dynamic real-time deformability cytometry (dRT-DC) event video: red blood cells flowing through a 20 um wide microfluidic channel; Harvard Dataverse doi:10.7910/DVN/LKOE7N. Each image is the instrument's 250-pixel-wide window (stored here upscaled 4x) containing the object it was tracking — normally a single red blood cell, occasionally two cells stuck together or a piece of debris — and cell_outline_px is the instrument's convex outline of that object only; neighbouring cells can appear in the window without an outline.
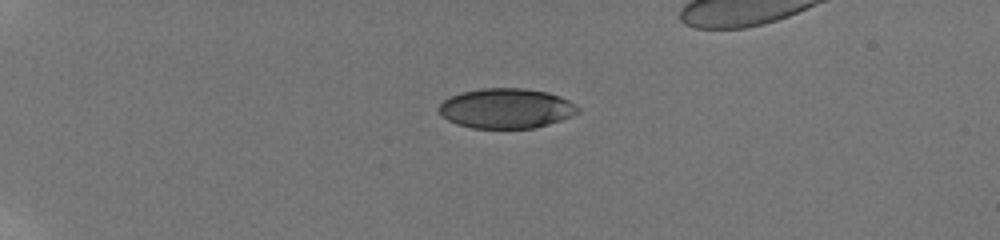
{"species": "human", "species_latin": "Homo sapiens", "temperature_condition": "room temperature", "stored_images_in_passage": 17, "camera_frame_rate_fps": 3000, "um_per_image_px": 0.085, "donor": {"sex": "male"}, "frame": {"image": 1, "passage_image": 1, "time_ms": 0.0, "image_size_px": [1000, 240], "cell_outline_px": [[580, 112], [572, 116], [536, 128], [472, 128], [456, 124], [448, 120], [436, 108], [444, 100], [452, 96], [464, 92], [480, 88], [524, 88], [548, 92], [560, 96], [568, 100], [580, 108]], "centroid_in_image_um": [43.04, 9.21], "position_along_channel_um": 42.0, "area_um2": 32.37}}
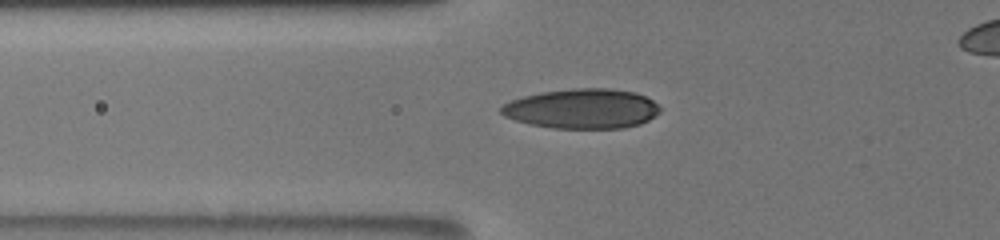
{"frame": {"image": 2, "passage_image": 10, "time_ms": 2.667, "image_size_px": [1000, 240], "cell_outline_px": [[660, 112], [648, 120], [640, 124], [624, 128], [552, 128], [532, 124], [516, 120], [504, 116], [500, 112], [500, 108], [504, 104], [512, 100], [524, 96], [540, 92], [572, 88], [612, 88], [636, 92], [652, 100], [660, 108]], "centroid_in_image_um": [49.49, 9.23], "position_along_channel_um": 76.3, "area_um2": 36.82}}
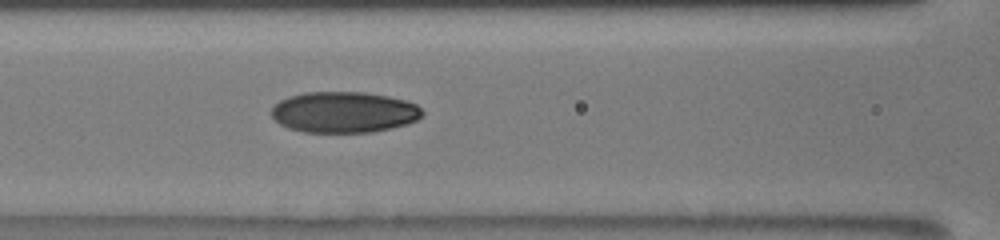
{"frame": {"image": 3, "passage_image": 17, "time_ms": 4.333, "image_size_px": [1000, 240], "cell_outline_px": [[424, 116], [408, 124], [392, 128], [372, 132], [304, 132], [288, 128], [280, 124], [272, 116], [272, 108], [280, 100], [288, 96], [304, 92], [364, 92], [388, 96], [404, 100], [416, 104], [424, 112]], "centroid_in_image_um": [29.25, 9.53], "position_along_channel_um": 137.3, "area_um2": 36.18}}